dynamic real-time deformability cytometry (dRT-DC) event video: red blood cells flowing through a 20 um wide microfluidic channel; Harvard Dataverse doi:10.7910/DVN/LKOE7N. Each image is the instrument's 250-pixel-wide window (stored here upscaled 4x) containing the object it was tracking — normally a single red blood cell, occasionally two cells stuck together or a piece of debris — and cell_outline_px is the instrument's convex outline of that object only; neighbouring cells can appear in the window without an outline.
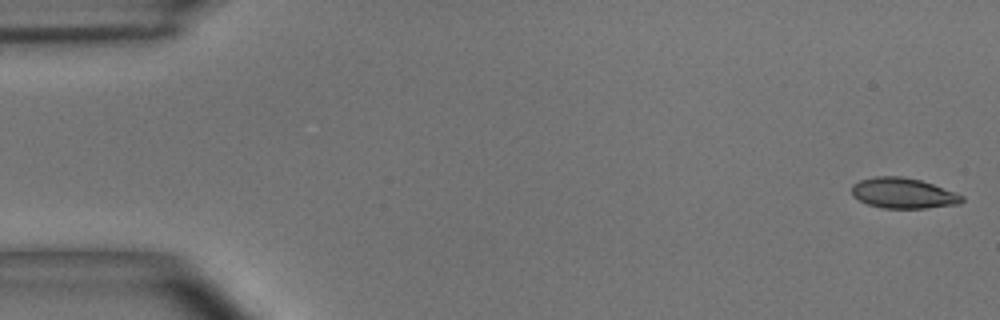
{"species": "common noctule bat (a hibernating species)", "species_latin": "Nyctalus noctula", "temperature_condition": "room temperature", "stored_images_in_passage": 54, "camera_frame_rate_fps": 3000, "um_per_image_px": 0.085, "animal": {"sex": "male", "body_mass_g": 15.6}, "frame": {"image": 1, "passage_image": 1, "time_ms": 0.0, "image_size_px": [1000, 320], "cell_outline_px": [[964, 200], [960, 204], [924, 208], [880, 208], [868, 204], [852, 196], [852, 184], [860, 180], [876, 176], [900, 176], [920, 180], [956, 192], [964, 196]], "centroid_in_image_um": [76.77, 16.42], "position_along_channel_um": 8.2, "area_um2": 19.59}}
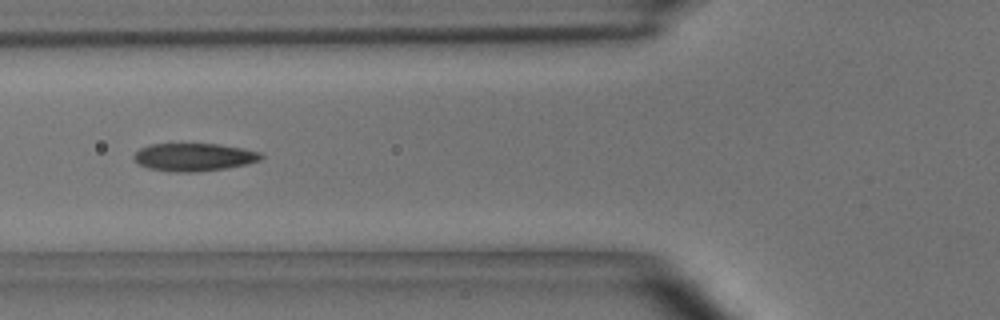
{"frame": {"image": 2, "passage_image": 20, "time_ms": 6.333, "image_size_px": [1000, 320], "cell_outline_px": [[264, 156], [260, 160], [248, 164], [224, 168], [196, 172], [176, 172], [148, 168], [140, 164], [132, 156], [140, 148], [152, 144], [220, 144], [244, 148], [260, 152]], "centroid_in_image_um": [16.52, 13.35], "position_along_channel_um": 109.3, "area_um2": 20.58}}
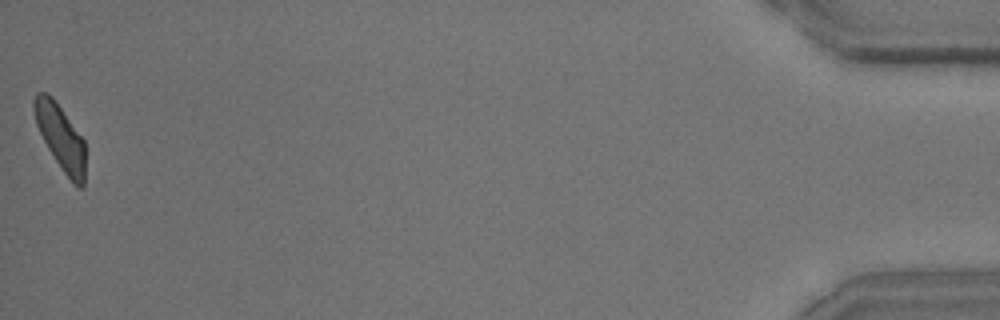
{"frame": {"image": 3, "passage_image": 54, "time_ms": 17.667, "image_size_px": [1000, 320], "cell_outline_px": [[84, 188], [76, 188], [72, 184], [48, 148], [36, 124], [32, 108], [32, 100], [36, 92], [44, 92], [52, 96], [84, 140]], "centroid_in_image_um": [5.13, 11.66], "position_along_channel_um": 430.1, "area_um2": 19.36}, "authors_computed_cell_mechanics": {"area_um2": 20.3456, "velocity_mm_per_s": 3.6625, "shape_relaxation_time_tau1_ms": 5.5664, "shape_relaxation_time_tau2_ms": 1.6286, "deformation_change_tau1": 0.1676, "deformation_change_tau2": 0.0804}}